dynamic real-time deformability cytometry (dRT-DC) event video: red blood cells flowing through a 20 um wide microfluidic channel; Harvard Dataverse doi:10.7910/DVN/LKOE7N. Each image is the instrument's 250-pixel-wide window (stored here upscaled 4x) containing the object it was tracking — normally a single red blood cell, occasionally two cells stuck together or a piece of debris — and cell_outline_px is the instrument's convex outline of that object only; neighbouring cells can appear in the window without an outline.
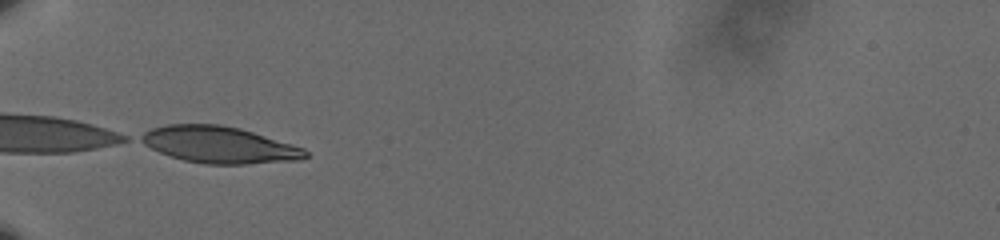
{"species": "human", "species_latin": "Homo sapiens", "temperature_condition": "cold", "stored_images_in_passage": 37, "camera_frame_rate_fps": 3000, "um_per_image_px": 0.085, "donor": {"sex": "male"}, "frame": {"image": 1, "passage_image": 1, "time_ms": 0.0, "image_size_px": [1000, 240], "cell_outline_px": [[308, 156], [300, 160], [244, 164], [204, 164], [184, 160], [160, 152], [136, 140], [136, 136], [152, 128], [168, 124], [220, 124], [240, 128], [292, 144], [304, 148], [308, 152]], "centroid_in_image_um": [18.61, 12.3], "position_along_channel_um": 66.4, "area_um2": 35.14}}
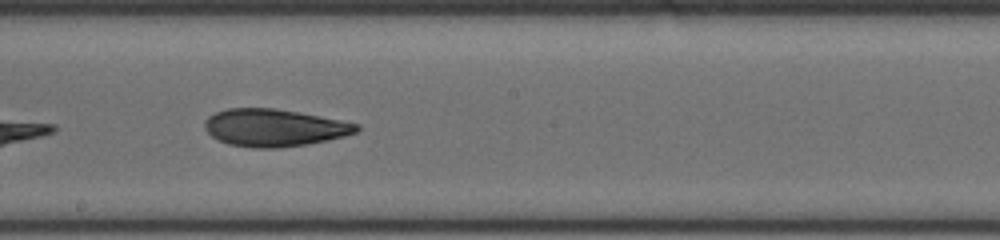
{"frame": {"image": 2, "passage_image": 15, "time_ms": 4.667, "image_size_px": [1000, 240], "cell_outline_px": [[360, 128], [356, 132], [344, 136], [328, 140], [308, 144], [276, 148], [252, 148], [228, 144], [212, 136], [204, 128], [204, 120], [208, 116], [216, 112], [228, 108], [272, 108], [320, 116], [360, 124]], "centroid_in_image_um": [23.29, 10.86], "position_along_channel_um": 224.9, "area_um2": 33.0}}
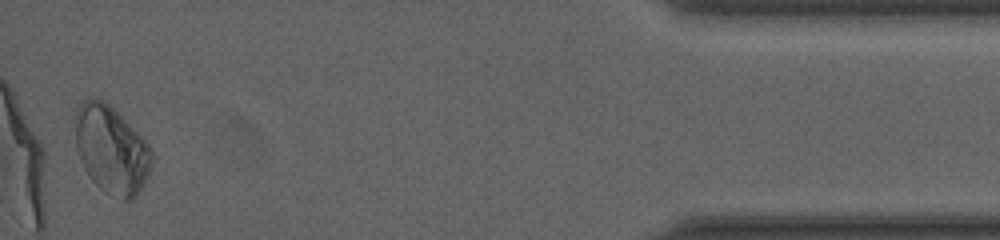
{"frame": {"image": 3, "passage_image": 37, "time_ms": 12.0, "image_size_px": [1000, 240], "cell_outline_px": [[152, 164], [148, 176], [136, 196], [132, 200], [120, 200], [104, 192], [92, 180], [84, 168], [80, 160], [76, 148], [72, 120], [72, 116], [80, 100], [104, 100], [148, 144], [152, 152]], "centroid_in_image_um": [9.41, 12.73], "position_along_channel_um": 425.8, "area_um2": 39.36}, "authors_computed_cell_mechanics": {"area_um2": 33.0038, "velocity_mm_per_s": 3.5883, "shape_relaxation_time_tau1_ms": 4.4281, "shape_relaxation_time_tau2_ms": 7.3581, "deformation_change_tau1": 0.098, "deformation_change_tau2": 0.0947}}